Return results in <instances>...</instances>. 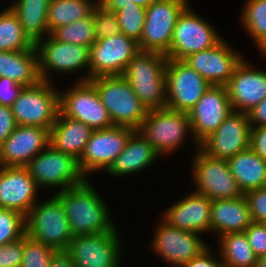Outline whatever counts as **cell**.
<instances>
[{"instance_id":"obj_49","label":"cell","mask_w":266,"mask_h":267,"mask_svg":"<svg viewBox=\"0 0 266 267\" xmlns=\"http://www.w3.org/2000/svg\"><path fill=\"white\" fill-rule=\"evenodd\" d=\"M50 267H75L71 257L64 252H56L50 261Z\"/></svg>"},{"instance_id":"obj_28","label":"cell","mask_w":266,"mask_h":267,"mask_svg":"<svg viewBox=\"0 0 266 267\" xmlns=\"http://www.w3.org/2000/svg\"><path fill=\"white\" fill-rule=\"evenodd\" d=\"M0 77L12 79L24 87L38 84L41 79L36 47L23 51H0Z\"/></svg>"},{"instance_id":"obj_25","label":"cell","mask_w":266,"mask_h":267,"mask_svg":"<svg viewBox=\"0 0 266 267\" xmlns=\"http://www.w3.org/2000/svg\"><path fill=\"white\" fill-rule=\"evenodd\" d=\"M161 156L152 145L135 130L128 139L124 150L117 156L110 168L105 172L110 177L132 176L150 168L160 161Z\"/></svg>"},{"instance_id":"obj_39","label":"cell","mask_w":266,"mask_h":267,"mask_svg":"<svg viewBox=\"0 0 266 267\" xmlns=\"http://www.w3.org/2000/svg\"><path fill=\"white\" fill-rule=\"evenodd\" d=\"M94 28L96 40L114 36L121 32L116 13L108 11L99 3L94 7Z\"/></svg>"},{"instance_id":"obj_52","label":"cell","mask_w":266,"mask_h":267,"mask_svg":"<svg viewBox=\"0 0 266 267\" xmlns=\"http://www.w3.org/2000/svg\"><path fill=\"white\" fill-rule=\"evenodd\" d=\"M255 267H266V255L258 258Z\"/></svg>"},{"instance_id":"obj_6","label":"cell","mask_w":266,"mask_h":267,"mask_svg":"<svg viewBox=\"0 0 266 267\" xmlns=\"http://www.w3.org/2000/svg\"><path fill=\"white\" fill-rule=\"evenodd\" d=\"M161 156L176 154L192 130L188 113L169 108L148 110L137 129ZM175 152V153H174ZM174 153V154H173Z\"/></svg>"},{"instance_id":"obj_43","label":"cell","mask_w":266,"mask_h":267,"mask_svg":"<svg viewBox=\"0 0 266 267\" xmlns=\"http://www.w3.org/2000/svg\"><path fill=\"white\" fill-rule=\"evenodd\" d=\"M23 88V85L12 79L0 77V105L11 107Z\"/></svg>"},{"instance_id":"obj_51","label":"cell","mask_w":266,"mask_h":267,"mask_svg":"<svg viewBox=\"0 0 266 267\" xmlns=\"http://www.w3.org/2000/svg\"><path fill=\"white\" fill-rule=\"evenodd\" d=\"M158 0H131V3H135L145 9H147L150 5Z\"/></svg>"},{"instance_id":"obj_21","label":"cell","mask_w":266,"mask_h":267,"mask_svg":"<svg viewBox=\"0 0 266 267\" xmlns=\"http://www.w3.org/2000/svg\"><path fill=\"white\" fill-rule=\"evenodd\" d=\"M226 88L232 111L249 113L266 97V71L257 69L244 56Z\"/></svg>"},{"instance_id":"obj_14","label":"cell","mask_w":266,"mask_h":267,"mask_svg":"<svg viewBox=\"0 0 266 267\" xmlns=\"http://www.w3.org/2000/svg\"><path fill=\"white\" fill-rule=\"evenodd\" d=\"M134 131V128L117 125L93 130L78 160L79 168L85 178L90 179L92 174L103 170L105 173L124 150Z\"/></svg>"},{"instance_id":"obj_46","label":"cell","mask_w":266,"mask_h":267,"mask_svg":"<svg viewBox=\"0 0 266 267\" xmlns=\"http://www.w3.org/2000/svg\"><path fill=\"white\" fill-rule=\"evenodd\" d=\"M249 147L266 161V126L251 127Z\"/></svg>"},{"instance_id":"obj_20","label":"cell","mask_w":266,"mask_h":267,"mask_svg":"<svg viewBox=\"0 0 266 267\" xmlns=\"http://www.w3.org/2000/svg\"><path fill=\"white\" fill-rule=\"evenodd\" d=\"M227 39L214 47L189 55L185 61L192 69L213 86H226L235 68L244 58Z\"/></svg>"},{"instance_id":"obj_22","label":"cell","mask_w":266,"mask_h":267,"mask_svg":"<svg viewBox=\"0 0 266 267\" xmlns=\"http://www.w3.org/2000/svg\"><path fill=\"white\" fill-rule=\"evenodd\" d=\"M50 144V129L17 125L0 145V166L26 167Z\"/></svg>"},{"instance_id":"obj_54","label":"cell","mask_w":266,"mask_h":267,"mask_svg":"<svg viewBox=\"0 0 266 267\" xmlns=\"http://www.w3.org/2000/svg\"><path fill=\"white\" fill-rule=\"evenodd\" d=\"M218 267H229V266L224 263H221Z\"/></svg>"},{"instance_id":"obj_11","label":"cell","mask_w":266,"mask_h":267,"mask_svg":"<svg viewBox=\"0 0 266 267\" xmlns=\"http://www.w3.org/2000/svg\"><path fill=\"white\" fill-rule=\"evenodd\" d=\"M156 224L148 246L167 266L181 267L210 246L200 233L172 227L161 217Z\"/></svg>"},{"instance_id":"obj_41","label":"cell","mask_w":266,"mask_h":267,"mask_svg":"<svg viewBox=\"0 0 266 267\" xmlns=\"http://www.w3.org/2000/svg\"><path fill=\"white\" fill-rule=\"evenodd\" d=\"M24 253V236L0 246V267H20Z\"/></svg>"},{"instance_id":"obj_53","label":"cell","mask_w":266,"mask_h":267,"mask_svg":"<svg viewBox=\"0 0 266 267\" xmlns=\"http://www.w3.org/2000/svg\"><path fill=\"white\" fill-rule=\"evenodd\" d=\"M258 53L262 58H266V43L259 49Z\"/></svg>"},{"instance_id":"obj_45","label":"cell","mask_w":266,"mask_h":267,"mask_svg":"<svg viewBox=\"0 0 266 267\" xmlns=\"http://www.w3.org/2000/svg\"><path fill=\"white\" fill-rule=\"evenodd\" d=\"M17 127L11 107L0 105V145Z\"/></svg>"},{"instance_id":"obj_33","label":"cell","mask_w":266,"mask_h":267,"mask_svg":"<svg viewBox=\"0 0 266 267\" xmlns=\"http://www.w3.org/2000/svg\"><path fill=\"white\" fill-rule=\"evenodd\" d=\"M34 46L25 35L17 15L5 6L0 11V51H23Z\"/></svg>"},{"instance_id":"obj_2","label":"cell","mask_w":266,"mask_h":267,"mask_svg":"<svg viewBox=\"0 0 266 267\" xmlns=\"http://www.w3.org/2000/svg\"><path fill=\"white\" fill-rule=\"evenodd\" d=\"M167 60V56L161 53L139 51L122 74L147 110L166 108Z\"/></svg>"},{"instance_id":"obj_13","label":"cell","mask_w":266,"mask_h":267,"mask_svg":"<svg viewBox=\"0 0 266 267\" xmlns=\"http://www.w3.org/2000/svg\"><path fill=\"white\" fill-rule=\"evenodd\" d=\"M72 85L66 91L59 89V108L64 116L81 121L92 130L114 126L90 81H74Z\"/></svg>"},{"instance_id":"obj_32","label":"cell","mask_w":266,"mask_h":267,"mask_svg":"<svg viewBox=\"0 0 266 267\" xmlns=\"http://www.w3.org/2000/svg\"><path fill=\"white\" fill-rule=\"evenodd\" d=\"M239 24L259 50L266 43V0H246Z\"/></svg>"},{"instance_id":"obj_3","label":"cell","mask_w":266,"mask_h":267,"mask_svg":"<svg viewBox=\"0 0 266 267\" xmlns=\"http://www.w3.org/2000/svg\"><path fill=\"white\" fill-rule=\"evenodd\" d=\"M25 235L54 249L66 251L73 234L61 201L52 195L39 200L25 216Z\"/></svg>"},{"instance_id":"obj_47","label":"cell","mask_w":266,"mask_h":267,"mask_svg":"<svg viewBox=\"0 0 266 267\" xmlns=\"http://www.w3.org/2000/svg\"><path fill=\"white\" fill-rule=\"evenodd\" d=\"M248 116L251 127L266 126V97L248 113Z\"/></svg>"},{"instance_id":"obj_18","label":"cell","mask_w":266,"mask_h":267,"mask_svg":"<svg viewBox=\"0 0 266 267\" xmlns=\"http://www.w3.org/2000/svg\"><path fill=\"white\" fill-rule=\"evenodd\" d=\"M231 112L226 86H210L188 113L195 150L216 131Z\"/></svg>"},{"instance_id":"obj_44","label":"cell","mask_w":266,"mask_h":267,"mask_svg":"<svg viewBox=\"0 0 266 267\" xmlns=\"http://www.w3.org/2000/svg\"><path fill=\"white\" fill-rule=\"evenodd\" d=\"M212 250L213 248L209 246L199 256L192 258L181 267H218L222 263L220 254L218 252L214 256L215 252Z\"/></svg>"},{"instance_id":"obj_40","label":"cell","mask_w":266,"mask_h":267,"mask_svg":"<svg viewBox=\"0 0 266 267\" xmlns=\"http://www.w3.org/2000/svg\"><path fill=\"white\" fill-rule=\"evenodd\" d=\"M248 202L252 222L266 223V187L244 193Z\"/></svg>"},{"instance_id":"obj_1","label":"cell","mask_w":266,"mask_h":267,"mask_svg":"<svg viewBox=\"0 0 266 267\" xmlns=\"http://www.w3.org/2000/svg\"><path fill=\"white\" fill-rule=\"evenodd\" d=\"M86 179L54 195L61 201L73 236L104 234L117 230L108 204L100 191Z\"/></svg>"},{"instance_id":"obj_9","label":"cell","mask_w":266,"mask_h":267,"mask_svg":"<svg viewBox=\"0 0 266 267\" xmlns=\"http://www.w3.org/2000/svg\"><path fill=\"white\" fill-rule=\"evenodd\" d=\"M195 154V155H194ZM191 161L193 189L208 197L217 199H234L244 194L239 189L226 159L208 156L200 148L194 149Z\"/></svg>"},{"instance_id":"obj_48","label":"cell","mask_w":266,"mask_h":267,"mask_svg":"<svg viewBox=\"0 0 266 267\" xmlns=\"http://www.w3.org/2000/svg\"><path fill=\"white\" fill-rule=\"evenodd\" d=\"M98 3L111 12H117L124 7L134 6L131 0H98Z\"/></svg>"},{"instance_id":"obj_50","label":"cell","mask_w":266,"mask_h":267,"mask_svg":"<svg viewBox=\"0 0 266 267\" xmlns=\"http://www.w3.org/2000/svg\"><path fill=\"white\" fill-rule=\"evenodd\" d=\"M51 0H14L10 5H27L34 7H49Z\"/></svg>"},{"instance_id":"obj_17","label":"cell","mask_w":266,"mask_h":267,"mask_svg":"<svg viewBox=\"0 0 266 267\" xmlns=\"http://www.w3.org/2000/svg\"><path fill=\"white\" fill-rule=\"evenodd\" d=\"M140 51L139 44L122 32L90 47L89 80L100 76L122 75L129 61Z\"/></svg>"},{"instance_id":"obj_34","label":"cell","mask_w":266,"mask_h":267,"mask_svg":"<svg viewBox=\"0 0 266 267\" xmlns=\"http://www.w3.org/2000/svg\"><path fill=\"white\" fill-rule=\"evenodd\" d=\"M8 6L17 15L25 35L34 45L49 35L47 27L48 7Z\"/></svg>"},{"instance_id":"obj_16","label":"cell","mask_w":266,"mask_h":267,"mask_svg":"<svg viewBox=\"0 0 266 267\" xmlns=\"http://www.w3.org/2000/svg\"><path fill=\"white\" fill-rule=\"evenodd\" d=\"M165 75L166 107L183 113H189L212 86L183 60L168 59Z\"/></svg>"},{"instance_id":"obj_7","label":"cell","mask_w":266,"mask_h":267,"mask_svg":"<svg viewBox=\"0 0 266 267\" xmlns=\"http://www.w3.org/2000/svg\"><path fill=\"white\" fill-rule=\"evenodd\" d=\"M26 168L40 190L55 188L56 192H60L86 180L78 160L54 149L50 144L39 152Z\"/></svg>"},{"instance_id":"obj_5","label":"cell","mask_w":266,"mask_h":267,"mask_svg":"<svg viewBox=\"0 0 266 267\" xmlns=\"http://www.w3.org/2000/svg\"><path fill=\"white\" fill-rule=\"evenodd\" d=\"M35 47L38 52L41 81L55 82L52 79L53 73L57 76L79 73L75 81H89V47L63 43L50 34L40 40Z\"/></svg>"},{"instance_id":"obj_30","label":"cell","mask_w":266,"mask_h":267,"mask_svg":"<svg viewBox=\"0 0 266 267\" xmlns=\"http://www.w3.org/2000/svg\"><path fill=\"white\" fill-rule=\"evenodd\" d=\"M222 263L229 267H255L258 257L245 232L227 233L217 238Z\"/></svg>"},{"instance_id":"obj_10","label":"cell","mask_w":266,"mask_h":267,"mask_svg":"<svg viewBox=\"0 0 266 267\" xmlns=\"http://www.w3.org/2000/svg\"><path fill=\"white\" fill-rule=\"evenodd\" d=\"M216 30L189 4L177 19L167 58L184 60L193 53L214 47L224 38Z\"/></svg>"},{"instance_id":"obj_31","label":"cell","mask_w":266,"mask_h":267,"mask_svg":"<svg viewBox=\"0 0 266 267\" xmlns=\"http://www.w3.org/2000/svg\"><path fill=\"white\" fill-rule=\"evenodd\" d=\"M98 0H51L47 12L49 34L56 28L88 17Z\"/></svg>"},{"instance_id":"obj_42","label":"cell","mask_w":266,"mask_h":267,"mask_svg":"<svg viewBox=\"0 0 266 267\" xmlns=\"http://www.w3.org/2000/svg\"><path fill=\"white\" fill-rule=\"evenodd\" d=\"M251 248L259 258L266 255V223L252 222L244 231Z\"/></svg>"},{"instance_id":"obj_15","label":"cell","mask_w":266,"mask_h":267,"mask_svg":"<svg viewBox=\"0 0 266 267\" xmlns=\"http://www.w3.org/2000/svg\"><path fill=\"white\" fill-rule=\"evenodd\" d=\"M120 232L74 236L66 253L75 267H122Z\"/></svg>"},{"instance_id":"obj_37","label":"cell","mask_w":266,"mask_h":267,"mask_svg":"<svg viewBox=\"0 0 266 267\" xmlns=\"http://www.w3.org/2000/svg\"><path fill=\"white\" fill-rule=\"evenodd\" d=\"M25 235V216L21 213L0 208V246L21 239Z\"/></svg>"},{"instance_id":"obj_27","label":"cell","mask_w":266,"mask_h":267,"mask_svg":"<svg viewBox=\"0 0 266 267\" xmlns=\"http://www.w3.org/2000/svg\"><path fill=\"white\" fill-rule=\"evenodd\" d=\"M92 132L83 122L64 116L59 111L50 129V145L79 160Z\"/></svg>"},{"instance_id":"obj_36","label":"cell","mask_w":266,"mask_h":267,"mask_svg":"<svg viewBox=\"0 0 266 267\" xmlns=\"http://www.w3.org/2000/svg\"><path fill=\"white\" fill-rule=\"evenodd\" d=\"M116 15L121 32L138 42L146 20V9L134 3V6L124 7L117 11Z\"/></svg>"},{"instance_id":"obj_19","label":"cell","mask_w":266,"mask_h":267,"mask_svg":"<svg viewBox=\"0 0 266 267\" xmlns=\"http://www.w3.org/2000/svg\"><path fill=\"white\" fill-rule=\"evenodd\" d=\"M251 125L248 113L232 111L199 148L216 159H229L250 146Z\"/></svg>"},{"instance_id":"obj_23","label":"cell","mask_w":266,"mask_h":267,"mask_svg":"<svg viewBox=\"0 0 266 267\" xmlns=\"http://www.w3.org/2000/svg\"><path fill=\"white\" fill-rule=\"evenodd\" d=\"M39 192L26 167L0 166V208L26 216L39 201Z\"/></svg>"},{"instance_id":"obj_29","label":"cell","mask_w":266,"mask_h":267,"mask_svg":"<svg viewBox=\"0 0 266 267\" xmlns=\"http://www.w3.org/2000/svg\"><path fill=\"white\" fill-rule=\"evenodd\" d=\"M229 169L242 193L266 187V161L250 147L227 159Z\"/></svg>"},{"instance_id":"obj_38","label":"cell","mask_w":266,"mask_h":267,"mask_svg":"<svg viewBox=\"0 0 266 267\" xmlns=\"http://www.w3.org/2000/svg\"><path fill=\"white\" fill-rule=\"evenodd\" d=\"M56 251L24 235V253L20 267H50Z\"/></svg>"},{"instance_id":"obj_26","label":"cell","mask_w":266,"mask_h":267,"mask_svg":"<svg viewBox=\"0 0 266 267\" xmlns=\"http://www.w3.org/2000/svg\"><path fill=\"white\" fill-rule=\"evenodd\" d=\"M251 223V214L244 195L234 199L212 200L210 233L217 234L216 238L227 233L244 232Z\"/></svg>"},{"instance_id":"obj_24","label":"cell","mask_w":266,"mask_h":267,"mask_svg":"<svg viewBox=\"0 0 266 267\" xmlns=\"http://www.w3.org/2000/svg\"><path fill=\"white\" fill-rule=\"evenodd\" d=\"M211 204L208 197L192 191L172 203L160 217L172 227L201 235L210 234Z\"/></svg>"},{"instance_id":"obj_4","label":"cell","mask_w":266,"mask_h":267,"mask_svg":"<svg viewBox=\"0 0 266 267\" xmlns=\"http://www.w3.org/2000/svg\"><path fill=\"white\" fill-rule=\"evenodd\" d=\"M96 88L113 125L137 130L148 110L122 75L100 76L89 80Z\"/></svg>"},{"instance_id":"obj_35","label":"cell","mask_w":266,"mask_h":267,"mask_svg":"<svg viewBox=\"0 0 266 267\" xmlns=\"http://www.w3.org/2000/svg\"><path fill=\"white\" fill-rule=\"evenodd\" d=\"M94 29L93 9V12L88 17L60 26L54 29L50 35L63 43L77 44L90 48L96 41Z\"/></svg>"},{"instance_id":"obj_8","label":"cell","mask_w":266,"mask_h":267,"mask_svg":"<svg viewBox=\"0 0 266 267\" xmlns=\"http://www.w3.org/2000/svg\"><path fill=\"white\" fill-rule=\"evenodd\" d=\"M11 110L17 125L51 129L60 111L59 89L47 81L24 87Z\"/></svg>"},{"instance_id":"obj_12","label":"cell","mask_w":266,"mask_h":267,"mask_svg":"<svg viewBox=\"0 0 266 267\" xmlns=\"http://www.w3.org/2000/svg\"><path fill=\"white\" fill-rule=\"evenodd\" d=\"M190 0H158L146 9V20L140 40V51L168 55L178 17Z\"/></svg>"}]
</instances>
